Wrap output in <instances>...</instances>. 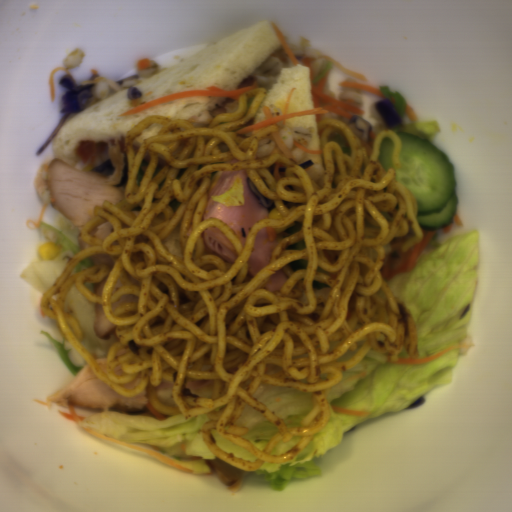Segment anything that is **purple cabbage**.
Instances as JSON below:
<instances>
[{
	"label": "purple cabbage",
	"mask_w": 512,
	"mask_h": 512,
	"mask_svg": "<svg viewBox=\"0 0 512 512\" xmlns=\"http://www.w3.org/2000/svg\"><path fill=\"white\" fill-rule=\"evenodd\" d=\"M375 112L386 130L406 133L402 114L392 101L381 99L374 104Z\"/></svg>",
	"instance_id": "obj_2"
},
{
	"label": "purple cabbage",
	"mask_w": 512,
	"mask_h": 512,
	"mask_svg": "<svg viewBox=\"0 0 512 512\" xmlns=\"http://www.w3.org/2000/svg\"><path fill=\"white\" fill-rule=\"evenodd\" d=\"M59 87L63 88L60 99L61 114L50 136L37 150V155L39 156L54 140L55 135L63 123L79 111L88 107L94 96L96 84L76 82L73 75L68 74L62 76L59 81Z\"/></svg>",
	"instance_id": "obj_1"
}]
</instances>
